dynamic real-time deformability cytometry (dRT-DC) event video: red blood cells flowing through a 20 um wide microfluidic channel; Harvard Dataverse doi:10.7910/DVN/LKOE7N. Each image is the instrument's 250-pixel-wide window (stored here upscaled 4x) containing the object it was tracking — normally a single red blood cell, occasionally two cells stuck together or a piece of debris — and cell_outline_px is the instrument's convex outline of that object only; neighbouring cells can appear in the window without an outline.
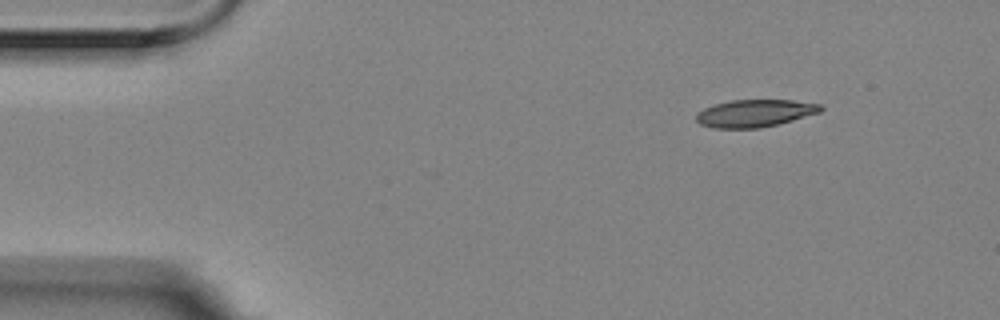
{"species": "Egyptian fruit bat (a non-hibernating species)", "species_latin": "Rousettus aegyptiacus", "temperature_condition": "room temperature", "stored_images_in_passage": 2, "camera_frame_rate_fps": 3000, "um_per_image_px": 0.085, "animal": {"sex": "female"}, "frame": {"image": 1, "passage_image": 1, "time_ms": 0.0, "image_size_px": [1000, 320], "cell_outline_px": [[824, 108], [820, 112], [780, 124], [760, 128], [712, 128], [700, 124], [696, 120], [696, 112], [704, 108], [716, 104], [732, 100], [792, 100], [820, 104]], "centroid_in_image_um": [64.16, 9.63], "position_along_channel_um": 20.8, "area_um2": 19.94}}